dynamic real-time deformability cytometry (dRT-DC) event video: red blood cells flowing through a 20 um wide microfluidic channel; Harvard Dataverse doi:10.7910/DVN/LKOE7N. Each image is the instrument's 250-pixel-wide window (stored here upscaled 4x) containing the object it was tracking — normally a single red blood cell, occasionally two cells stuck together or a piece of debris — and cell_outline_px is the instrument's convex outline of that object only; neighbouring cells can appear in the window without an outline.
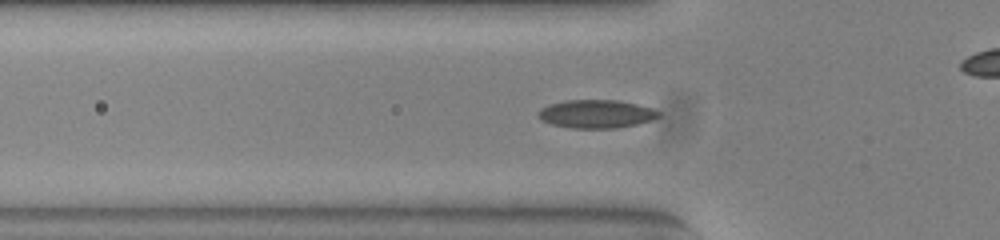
{"species": "common noctule bat (a hibernating species)", "species_latin": "Nyctalus noctula", "temperature_condition": "warm", "stored_images_in_passage": 41, "camera_frame_rate_fps": 3000, "um_per_image_px": 0.085, "animal": {"sex": "female", "body_mass_g": 23.0, "forearm_length_mm": 53.4}, "frame": {"image": 1, "passage_image": 5, "time_ms": 1.333, "image_size_px": [1000, 240], "cell_outline_px": [[660, 116], [652, 120], [636, 124], [616, 128], [572, 128], [552, 124], [540, 120], [536, 116], [536, 112], [540, 108], [548, 104], [564, 100], [616, 100], [636, 104], [652, 108], [660, 112]], "centroid_in_image_um": [50.63, 9.68], "position_along_channel_um": 75.2, "area_um2": 20.0}}
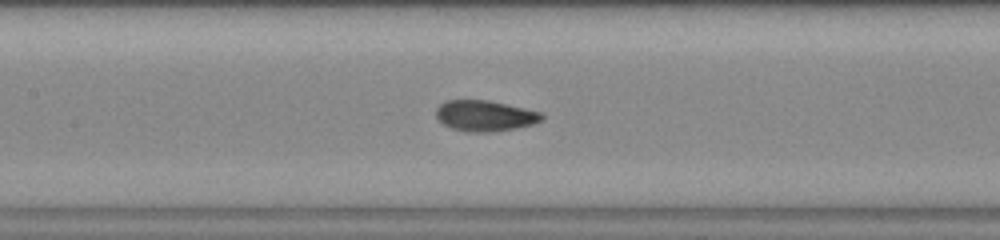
{"frame": {"image": 2, "passage_image": 12, "time_ms": 3.667, "image_size_px": [1000, 240], "cell_outline_px": [[544, 116], [540, 120], [532, 124], [516, 128], [488, 132], [468, 132], [452, 128], [444, 124], [436, 116], [436, 108], [440, 104], [448, 100], [488, 100], [524, 108], [540, 112]], "centroid_in_image_um": [41.2, 9.84], "position_along_channel_um": 166.2, "area_um2": 18.73}}
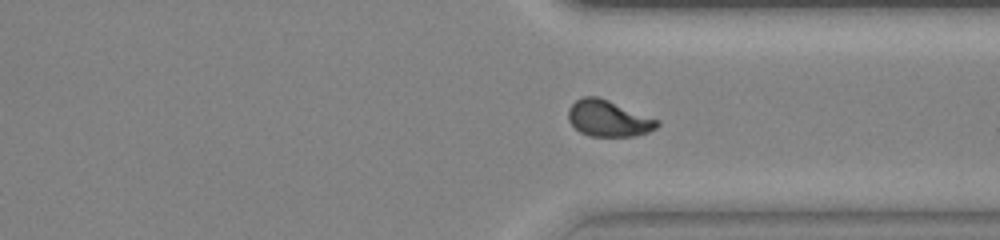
{"frame": {"image": 3, "passage_image": 27, "time_ms": 8.667, "image_size_px": [1000, 240], "cell_outline_px": [[660, 124], [656, 128], [648, 132], [636, 136], [588, 136], [580, 132], [568, 120], [568, 108], [576, 100], [584, 96], [596, 96], [608, 100], [660, 120]], "centroid_in_image_um": [51.72, 10.07], "position_along_channel_um": 359.7, "area_um2": 18.79}, "authors_computed_cell_mechanics": {"area_um2": 18.7272, "velocity_mm_per_s": 3.8676, "shape_relaxation_time_tau1_ms": 6.0859, "shape_relaxation_time_tau2_ms": 0.8094, "deformation_change_tau1": 0.191, "deformation_change_tau2": 0.0509}}